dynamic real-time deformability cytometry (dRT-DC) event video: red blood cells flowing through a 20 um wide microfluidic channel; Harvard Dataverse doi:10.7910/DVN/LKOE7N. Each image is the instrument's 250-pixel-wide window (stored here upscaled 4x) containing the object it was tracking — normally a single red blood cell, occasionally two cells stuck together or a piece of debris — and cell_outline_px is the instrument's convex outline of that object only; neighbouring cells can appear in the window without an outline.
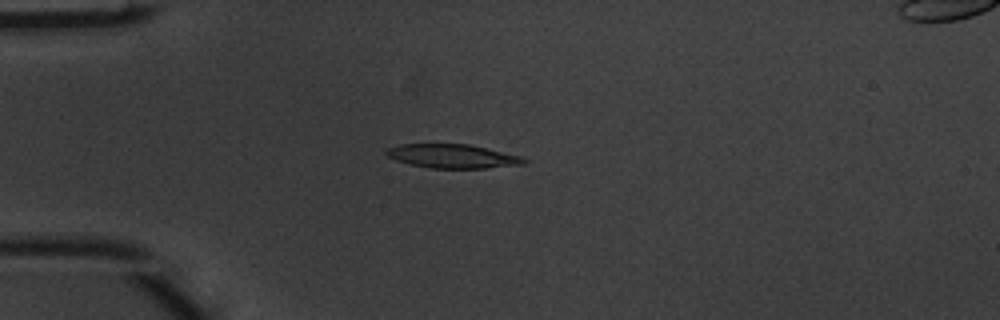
{"species": "common noctule bat (a hibernating species)", "species_latin": "Nyctalus noctula", "temperature_condition": "warm", "stored_images_in_passage": 4, "camera_frame_rate_fps": 3000, "um_per_image_px": 0.085, "animal": {"sex": "male", "body_mass_g": 20.1, "forearm_length_mm": 53.5}, "frame": {"image": 1, "passage_image": 4, "time_ms": 1.0, "image_size_px": [1000, 320], "cell_outline_px": [[528, 160], [524, 164], [484, 168], [432, 168], [412, 164], [396, 160], [388, 156], [384, 152], [388, 148], [400, 144], [468, 144], [520, 156]], "centroid_in_image_um": [38.45, 13.27], "position_along_channel_um": 46.5, "area_um2": 18.84}}